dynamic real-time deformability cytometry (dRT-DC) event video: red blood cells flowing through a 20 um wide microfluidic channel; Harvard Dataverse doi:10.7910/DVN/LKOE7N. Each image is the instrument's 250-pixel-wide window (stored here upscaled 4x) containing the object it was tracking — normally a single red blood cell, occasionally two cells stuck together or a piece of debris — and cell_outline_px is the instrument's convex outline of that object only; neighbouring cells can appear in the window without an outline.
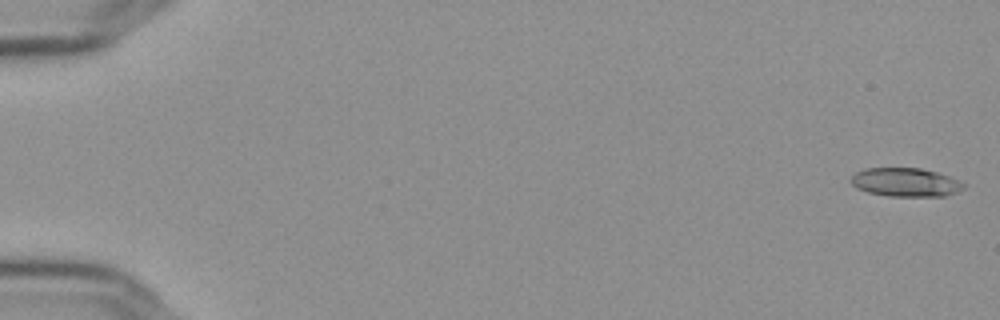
{"species": "Egyptian fruit bat (a non-hibernating species)", "species_latin": "Rousettus aegyptiacus", "temperature_condition": "cold", "stored_images_in_passage": 56, "camera_frame_rate_fps": 3000, "um_per_image_px": 0.085, "frame": {"image": 1, "passage_image": 1, "time_ms": 0.0, "image_size_px": [1000, 320], "cell_outline_px": [[964, 188], [956, 192], [944, 196], [888, 196], [868, 192], [856, 188], [852, 184], [852, 176], [856, 172], [864, 168], [920, 168], [936, 172], [948, 176], [964, 184]], "centroid_in_image_um": [76.94, 15.49], "position_along_channel_um": 8.1, "area_um2": 18.61}}
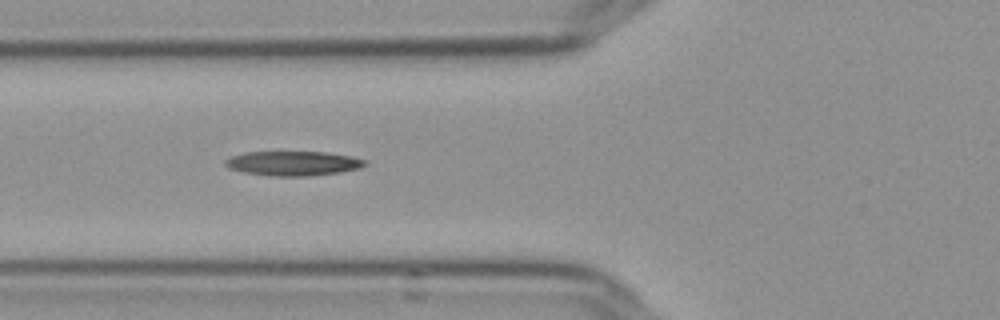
{"frame": {"image": 2, "passage_image": 22, "time_ms": 7.0, "image_size_px": [1000, 320], "cell_outline_px": [[368, 164], [360, 168], [340, 172], [308, 176], [276, 176], [244, 172], [228, 168], [224, 164], [224, 160], [232, 156], [244, 152], [324, 152], [352, 156], [368, 160]], "centroid_in_image_um": [24.94, 13.88], "position_along_channel_um": 100.9, "area_um2": 20.0}}
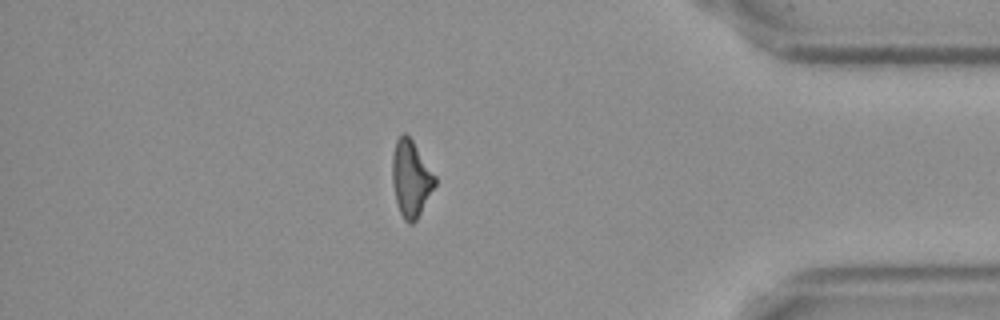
{"frame": {"image": 3, "passage_image": 49, "time_ms": 16.0, "image_size_px": [1000, 320], "cell_outline_px": [[436, 184], [416, 220], [412, 224], [408, 224], [404, 220], [400, 212], [396, 200], [392, 180], [392, 156], [396, 140], [404, 132], [412, 140], [436, 176]], "centroid_in_image_um": [34.92, 15.18], "position_along_channel_um": 400.3, "area_um2": 18.79}, "authors_computed_cell_mechanics": {"area_um2": 19.2763, "velocity_mm_per_s": 3.6612, "shape_relaxation_time_tau1_ms": 10.244, "shape_relaxation_time_tau2_ms": null, "deformation_change_tau1": 0.2353, "deformation_change_tau2": null}}